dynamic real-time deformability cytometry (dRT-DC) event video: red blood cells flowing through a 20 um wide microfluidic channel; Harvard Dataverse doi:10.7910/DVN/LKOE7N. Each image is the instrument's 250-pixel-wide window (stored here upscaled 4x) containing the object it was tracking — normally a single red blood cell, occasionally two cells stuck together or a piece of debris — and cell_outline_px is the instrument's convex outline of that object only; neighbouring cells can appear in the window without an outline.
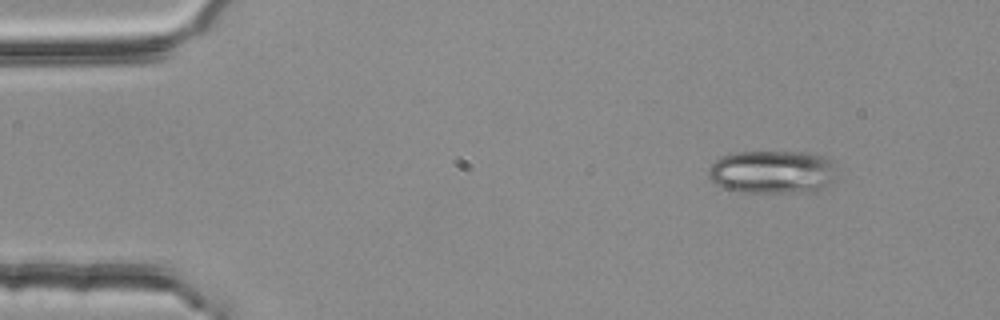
{"species": "common noctule bat (a hibernating species)", "species_latin": "Nyctalus noctula", "temperature_condition": "room temperature", "stored_images_in_passage": 3, "camera_frame_rate_fps": 3000, "um_per_image_px": 0.085, "animal": {"sex": "female", "body_mass_g": 25.1}, "frame": {"image": 1, "passage_image": 2, "time_ms": 0.333, "image_size_px": [1000, 320], "cell_outline_px": [[836, 176], [824, 188], [816, 192], [736, 192], [724, 188], [716, 184], [708, 176], [708, 168], [716, 160], [724, 156], [736, 152], [812, 152], [828, 156], [836, 160]], "centroid_in_image_um": [65.74, 14.61], "position_along_channel_um": 19.3, "area_um2": 33.0}}